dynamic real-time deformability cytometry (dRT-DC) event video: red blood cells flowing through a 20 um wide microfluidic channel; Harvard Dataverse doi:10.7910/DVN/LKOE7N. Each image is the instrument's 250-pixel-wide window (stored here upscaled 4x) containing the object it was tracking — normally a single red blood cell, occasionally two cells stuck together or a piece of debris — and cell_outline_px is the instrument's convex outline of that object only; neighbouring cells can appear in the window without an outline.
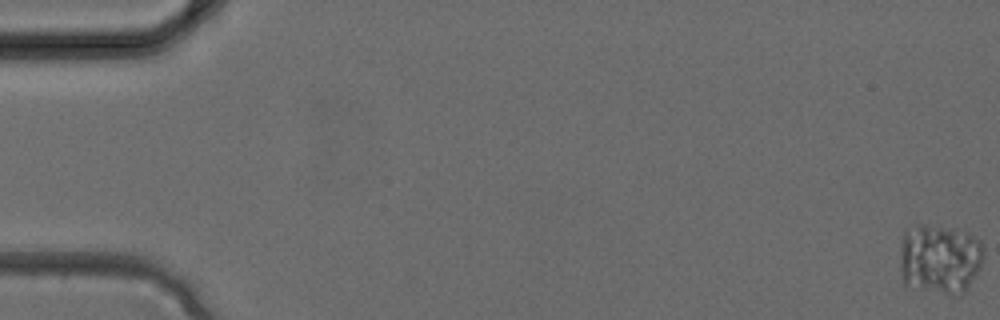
{"species": "common noctule bat (a hibernating species)", "species_latin": "Nyctalus noctula", "temperature_condition": "cold", "stored_images_in_passage": 5, "camera_frame_rate_fps": 3000, "um_per_image_px": 0.085, "animal": {"sex": "female", "body_mass_g": 24.6, "forearm_length_mm": 56.2}, "frame": {"image": 1, "passage_image": 1, "time_ms": 0.0, "image_size_px": [1000, 320], "cell_outline_px": [[984, 256], [980, 268], [968, 288], [964, 292], [956, 296], [920, 288], [904, 284], [900, 268], [900, 252], [904, 228], [916, 224], [964, 232], [980, 240], [984, 248]], "centroid_in_image_um": [79.87, 22.02], "position_along_channel_um": 5.1, "area_um2": 34.1}}